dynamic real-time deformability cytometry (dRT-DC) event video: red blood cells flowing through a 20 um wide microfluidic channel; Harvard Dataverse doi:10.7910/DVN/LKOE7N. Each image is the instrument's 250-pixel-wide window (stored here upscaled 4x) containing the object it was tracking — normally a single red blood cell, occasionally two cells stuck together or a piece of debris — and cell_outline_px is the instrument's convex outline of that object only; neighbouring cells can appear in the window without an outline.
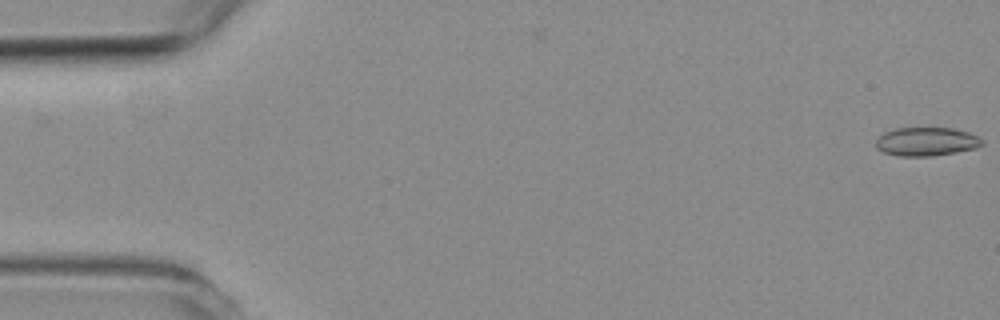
{"species": "common noctule bat (a hibernating species)", "species_latin": "Nyctalus noctula", "temperature_condition": "room temperature", "stored_images_in_passage": 58, "camera_frame_rate_fps": 3000, "um_per_image_px": 0.085, "animal": {"sex": "female", "body_mass_g": 19.3, "forearm_length_mm": 54.1}, "frame": {"image": 1, "passage_image": 1, "time_ms": 0.0, "image_size_px": [1000, 320], "cell_outline_px": [[984, 144], [976, 148], [956, 152], [928, 156], [900, 156], [884, 152], [876, 148], [876, 140], [884, 132], [892, 128], [952, 128], [968, 132], [984, 140]], "centroid_in_image_um": [78.74, 12.03], "position_along_channel_um": 6.3, "area_um2": 17.69}}
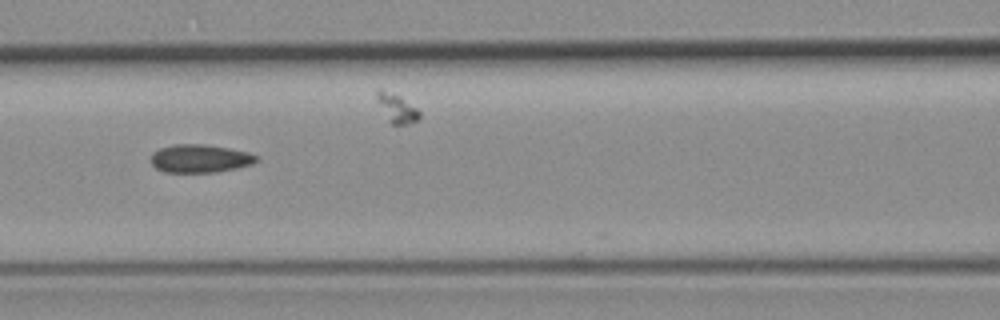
{"frame": {"image": 2, "passage_image": 25, "time_ms": 8.0, "image_size_px": [1000, 320], "cell_outline_px": [[260, 160], [252, 164], [236, 168], [216, 172], [164, 172], [156, 168], [152, 164], [152, 152], [160, 148], [172, 144], [204, 144], [228, 148], [248, 152], [256, 156]], "centroid_in_image_um": [16.99, 13.47], "position_along_channel_um": 149.6, "area_um2": 17.28}}
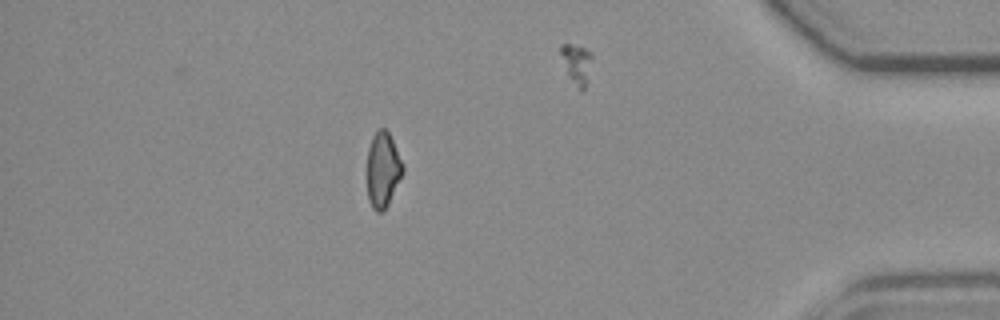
{"frame": {"image": 3, "passage_image": 50, "time_ms": 16.333, "image_size_px": [1000, 320], "cell_outline_px": [[404, 172], [388, 204], [380, 212], [376, 212], [372, 208], [368, 200], [368, 148], [372, 136], [380, 128], [384, 128], [388, 132], [404, 164]], "centroid_in_image_um": [32.55, 14.43], "position_along_channel_um": 402.6, "area_um2": 15.55}, "authors_computed_cell_mechanics": {"area_um2": 17.3978, "velocity_mm_per_s": 3.6208, "shape_relaxation_time_tau1_ms": null, "shape_relaxation_time_tau2_ms": 2.8752, "deformation_change_tau1": null, "deformation_change_tau2": 0.0936}}